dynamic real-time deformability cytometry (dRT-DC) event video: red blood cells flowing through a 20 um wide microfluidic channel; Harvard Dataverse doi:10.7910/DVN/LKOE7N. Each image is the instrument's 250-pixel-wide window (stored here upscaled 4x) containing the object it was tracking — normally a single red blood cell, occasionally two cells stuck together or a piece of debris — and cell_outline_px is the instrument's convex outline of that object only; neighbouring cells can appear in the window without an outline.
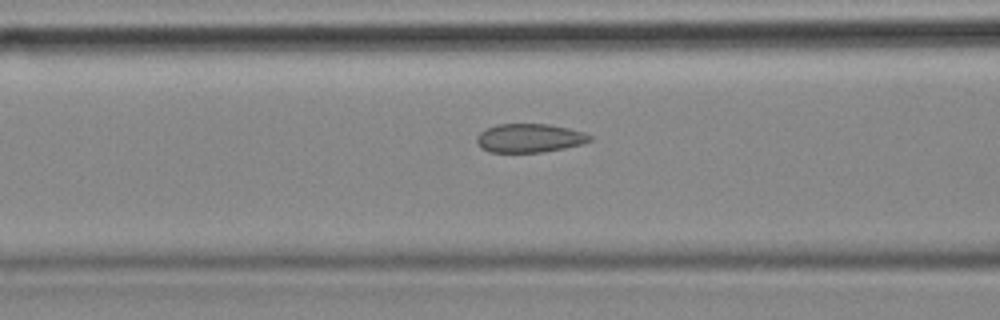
{"species": "common noctule bat (a hibernating species)", "species_latin": "Nyctalus noctula", "temperature_condition": "cold", "stored_images_in_passage": 33, "camera_frame_rate_fps": 3000, "um_per_image_px": 0.085, "animal": {"sex": "female", "body_mass_g": 18.4}, "frame": {"image": 1, "passage_image": 6, "time_ms": 1.667, "image_size_px": [1000, 320], "cell_outline_px": [[592, 140], [580, 144], [564, 148], [540, 152], [488, 152], [480, 148], [476, 140], [476, 136], [484, 128], [496, 124], [548, 124], [568, 128], [584, 132], [592, 136]], "centroid_in_image_um": [44.96, 11.73], "position_along_channel_um": 121.6, "area_um2": 19.02}}
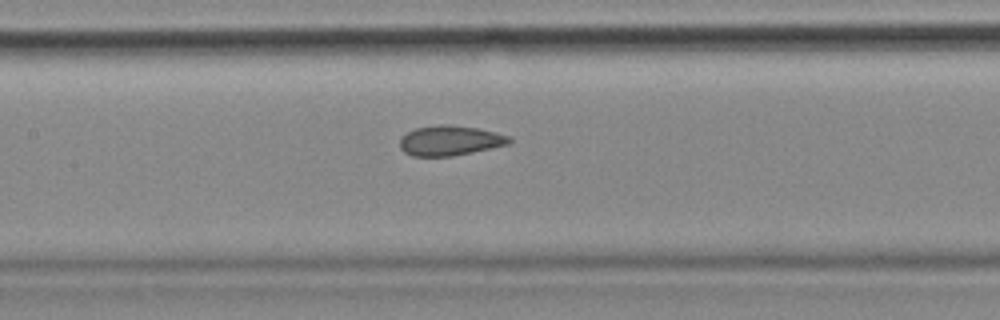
{"frame": {"image": 2, "passage_image": 10, "time_ms": 3.0, "image_size_px": [1000, 320], "cell_outline_px": [[512, 140], [508, 144], [472, 152], [452, 156], [412, 156], [404, 152], [400, 148], [400, 140], [408, 132], [416, 128], [440, 124], [448, 124], [476, 128], [496, 132], [508, 136]], "centroid_in_image_um": [38.23, 11.95], "position_along_channel_um": 169.2, "area_um2": 18.9}, "authors_computed_cell_mechanics": {"area_um2": 19.074, "velocity_mm_per_s": 3.5621, "shape_relaxation_time_tau1_ms": null, "shape_relaxation_time_tau2_ms": 1.6387, "deformation_change_tau1": null, "deformation_change_tau2": 0.0762}}